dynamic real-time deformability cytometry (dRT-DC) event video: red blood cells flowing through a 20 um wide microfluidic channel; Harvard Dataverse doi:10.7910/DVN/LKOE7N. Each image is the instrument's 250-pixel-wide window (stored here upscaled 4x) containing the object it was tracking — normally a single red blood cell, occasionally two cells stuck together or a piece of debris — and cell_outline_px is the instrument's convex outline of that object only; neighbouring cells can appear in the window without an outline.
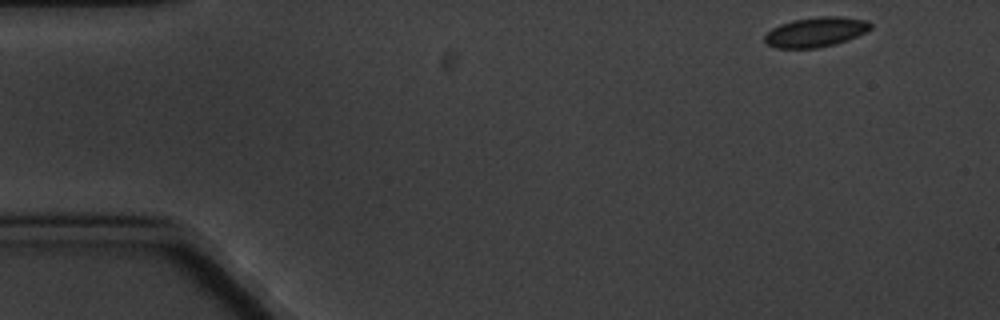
{"species": "common noctule bat (a hibernating species)", "species_latin": "Nyctalus noctula", "temperature_condition": "cold", "stored_images_in_passage": 4, "camera_frame_rate_fps": 3000, "um_per_image_px": 0.085, "animal": {"sex": "male", "body_mass_g": 20.1, "forearm_length_mm": 53.5}, "frame": {"image": 1, "passage_image": 1, "time_ms": 0.0, "image_size_px": [1000, 320], "cell_outline_px": [[872, 28], [848, 40], [836, 44], [816, 48], [776, 48], [768, 44], [764, 40], [764, 36], [772, 28], [780, 24], [792, 20], [820, 16], [840, 16], [868, 20], [872, 24]], "centroid_in_image_um": [69.35, 2.71], "position_along_channel_um": 15.6, "area_um2": 18.44}}